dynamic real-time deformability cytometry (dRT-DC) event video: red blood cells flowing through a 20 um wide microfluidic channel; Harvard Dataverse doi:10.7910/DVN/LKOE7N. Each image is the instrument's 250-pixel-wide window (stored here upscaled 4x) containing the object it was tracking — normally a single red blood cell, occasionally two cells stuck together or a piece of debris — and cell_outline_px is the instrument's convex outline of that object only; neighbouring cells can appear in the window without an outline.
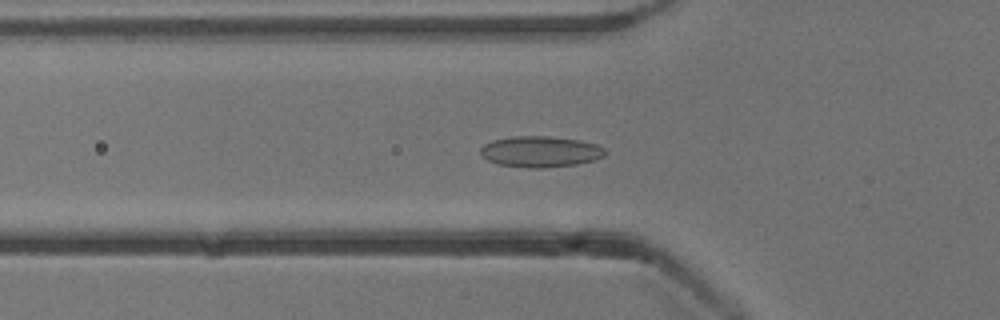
{"species": "common noctule bat (a hibernating species)", "species_latin": "Nyctalus noctula", "temperature_condition": "cold", "stored_images_in_passage": 36, "camera_frame_rate_fps": 3000, "um_per_image_px": 0.085, "animal": {"sex": "male", "body_mass_g": 13.3}, "frame": {"image": 1, "passage_image": 10, "time_ms": 3.0, "image_size_px": [1000, 320], "cell_outline_px": [[604, 156], [596, 160], [576, 164], [540, 168], [528, 168], [500, 164], [488, 160], [480, 152], [480, 148], [484, 144], [492, 140], [512, 136], [548, 136], [580, 140], [596, 144], [604, 148]], "centroid_in_image_um": [45.94, 12.88], "position_along_channel_um": 79.9, "area_um2": 22.43}}
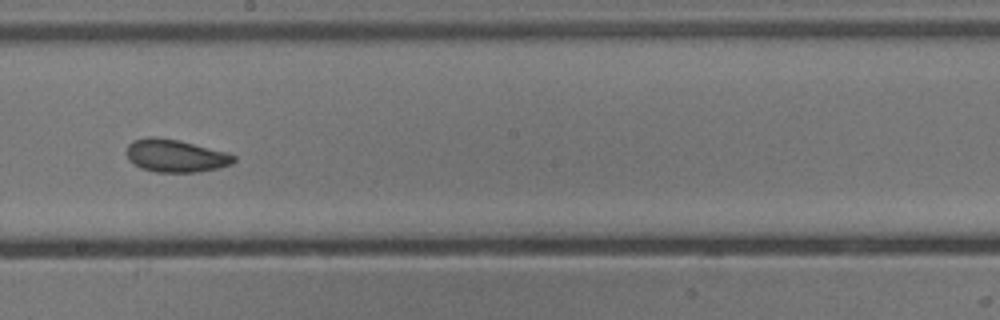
{"frame": {"image": 2, "passage_image": 22, "time_ms": 7.0, "image_size_px": [1000, 320], "cell_outline_px": [[236, 160], [232, 164], [216, 168], [196, 172], [156, 172], [140, 168], [128, 160], [124, 152], [128, 144], [132, 140], [148, 136], [156, 136], [180, 140], [228, 152], [236, 156]], "centroid_in_image_um": [14.88, 13.22], "position_along_channel_um": 233.3, "area_um2": 20.87}}
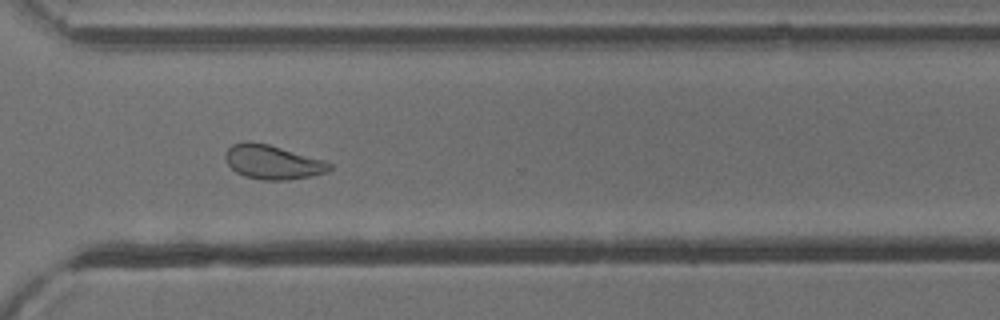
{"frame": {"image": 3, "passage_image": 31, "time_ms": 10.0, "image_size_px": [1000, 320], "cell_outline_px": [[332, 168], [328, 172], [312, 176], [288, 180], [264, 180], [244, 176], [236, 172], [228, 164], [224, 156], [228, 148], [232, 144], [244, 140], [248, 140], [268, 144], [324, 160], [332, 164]], "centroid_in_image_um": [23.17, 13.77], "position_along_channel_um": 347.4, "area_um2": 20.87}, "authors_computed_cell_mechanics": {"area_um2": 20.8947, "velocity_mm_per_s": 3.8243, "shape_relaxation_time_tau1_ms": 7.3394, "shape_relaxation_time_tau2_ms": 1.4648, "deformation_change_tau1": 0.101, "deformation_change_tau2": 0.0654}}